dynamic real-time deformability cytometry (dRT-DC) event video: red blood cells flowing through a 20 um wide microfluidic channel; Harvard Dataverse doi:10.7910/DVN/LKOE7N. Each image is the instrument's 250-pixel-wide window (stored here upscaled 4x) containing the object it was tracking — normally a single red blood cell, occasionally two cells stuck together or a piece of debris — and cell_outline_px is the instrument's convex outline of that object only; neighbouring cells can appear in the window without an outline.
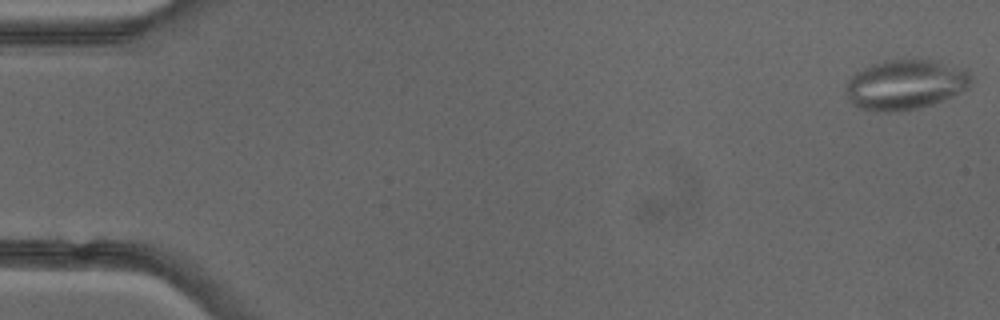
{"species": "common noctule bat (a hibernating species)", "species_latin": "Nyctalus noctula", "temperature_condition": "cold", "stored_images_in_passage": 51, "camera_frame_rate_fps": 3000, "um_per_image_px": 0.085, "animal": {"sex": "female"}, "frame": {"image": 1, "passage_image": 1, "time_ms": 0.0, "image_size_px": [1000, 320], "cell_outline_px": [[972, 84], [968, 88], [952, 96], [932, 104], [916, 108], [888, 112], [876, 112], [856, 108], [848, 100], [844, 88], [848, 80], [856, 72], [872, 64], [884, 60], [904, 56], [940, 60], [968, 68], [972, 76]], "centroid_in_image_um": [76.98, 7.13], "position_along_channel_um": 8.0, "area_um2": 37.86}, "authors_computed_cell_mechanics": {"area_um2": 28.033, "velocity_mm_per_s": 4.0011, "shape_relaxation_time_tau1_ms": null, "shape_relaxation_time_tau2_ms": 1.6813, "deformation_change_tau1": null, "deformation_change_tau2": 0.0739}}